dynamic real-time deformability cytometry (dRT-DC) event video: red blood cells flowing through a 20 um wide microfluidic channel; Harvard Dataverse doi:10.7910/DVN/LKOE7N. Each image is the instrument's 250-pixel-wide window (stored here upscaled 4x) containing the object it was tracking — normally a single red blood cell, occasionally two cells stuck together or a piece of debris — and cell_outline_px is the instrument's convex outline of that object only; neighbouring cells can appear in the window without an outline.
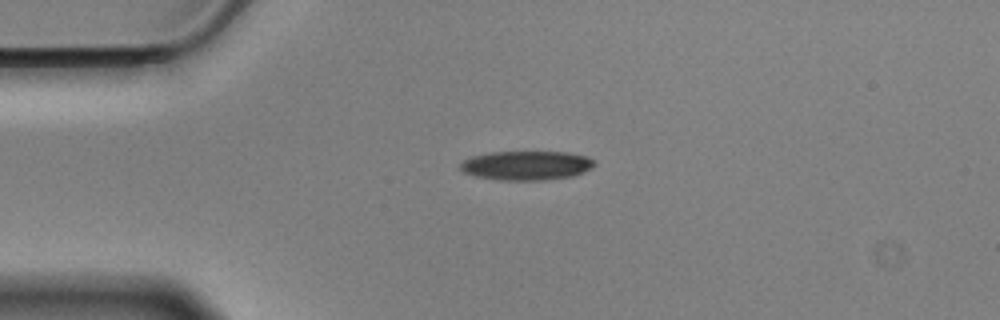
{"species": "Egyptian fruit bat (a non-hibernating species)", "species_latin": "Rousettus aegyptiacus", "temperature_condition": "cold", "stored_images_in_passage": 45, "camera_frame_rate_fps": 3000, "um_per_image_px": 0.085, "animal": {"sex": "male"}, "frame": {"image": 1, "passage_image": 1, "time_ms": 0.0, "image_size_px": [1000, 320], "cell_outline_px": [[596, 164], [592, 168], [584, 172], [572, 176], [544, 180], [500, 180], [476, 176], [464, 172], [460, 168], [460, 164], [464, 160], [472, 156], [488, 152], [568, 152], [584, 156], [592, 160]], "centroid_in_image_um": [44.74, 14.06], "position_along_channel_um": 40.3, "area_um2": 22.72}}
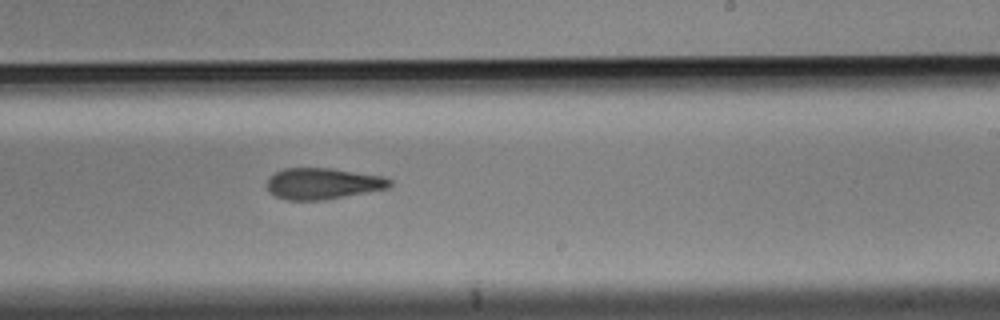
{"frame": {"image": 2, "passage_image": 22, "time_ms": 7.0, "image_size_px": [1000, 320], "cell_outline_px": [[392, 184], [388, 188], [324, 200], [288, 200], [276, 196], [268, 192], [268, 176], [284, 168], [332, 168], [384, 176], [392, 180]], "centroid_in_image_um": [27.44, 15.6], "position_along_channel_um": 261.6, "area_um2": 22.43}}
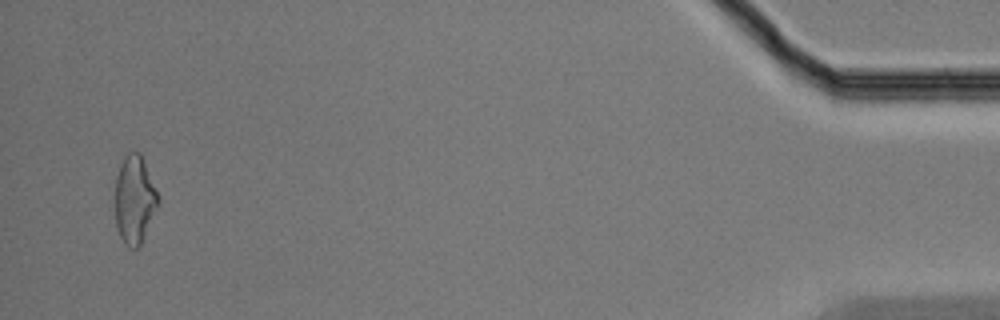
{"frame": {"image": 3, "passage_image": 43, "time_ms": 14.0, "image_size_px": [1000, 320], "cell_outline_px": [[160, 204], [140, 248], [128, 248], [124, 244], [120, 236], [116, 224], [112, 200], [116, 176], [120, 164], [124, 156], [128, 152], [140, 152], [144, 160], [156, 188], [160, 200]], "centroid_in_image_um": [11.42, 17.0], "position_along_channel_um": 423.8, "area_um2": 23.18}, "authors_computed_cell_mechanics": {"area_um2": 23.1778, "velocity_mm_per_s": 3.516, "shape_relaxation_time_tau1_ms": 4.2203, "shape_relaxation_time_tau2_ms": 7.2371, "deformation_change_tau1": 0.161, "deformation_change_tau2": 0.19}}